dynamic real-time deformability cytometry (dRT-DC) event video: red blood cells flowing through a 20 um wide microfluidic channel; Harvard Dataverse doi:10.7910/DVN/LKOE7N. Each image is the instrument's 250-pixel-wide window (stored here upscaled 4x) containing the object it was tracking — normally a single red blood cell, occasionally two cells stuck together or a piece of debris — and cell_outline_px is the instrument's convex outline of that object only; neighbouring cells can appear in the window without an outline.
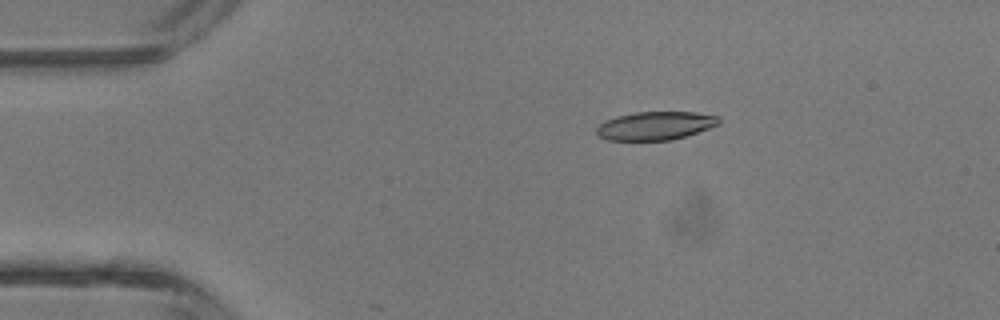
{"species": "common noctule bat (a hibernating species)", "species_latin": "Nyctalus noctula", "temperature_condition": "room temperature", "stored_images_in_passage": 4, "camera_frame_rate_fps": 3000, "um_per_image_px": 0.085, "animal": {"sex": "male", "body_mass_g": 13.3}, "frame": {"image": 1, "passage_image": 3, "time_ms": 2.0, "image_size_px": [1000, 320], "cell_outline_px": [[720, 124], [672, 140], [608, 140], [600, 136], [596, 132], [596, 128], [604, 120], [616, 116], [636, 112], [696, 112], [720, 116]], "centroid_in_image_um": [55.7, 10.68], "position_along_channel_um": 29.3, "area_um2": 20.17}}